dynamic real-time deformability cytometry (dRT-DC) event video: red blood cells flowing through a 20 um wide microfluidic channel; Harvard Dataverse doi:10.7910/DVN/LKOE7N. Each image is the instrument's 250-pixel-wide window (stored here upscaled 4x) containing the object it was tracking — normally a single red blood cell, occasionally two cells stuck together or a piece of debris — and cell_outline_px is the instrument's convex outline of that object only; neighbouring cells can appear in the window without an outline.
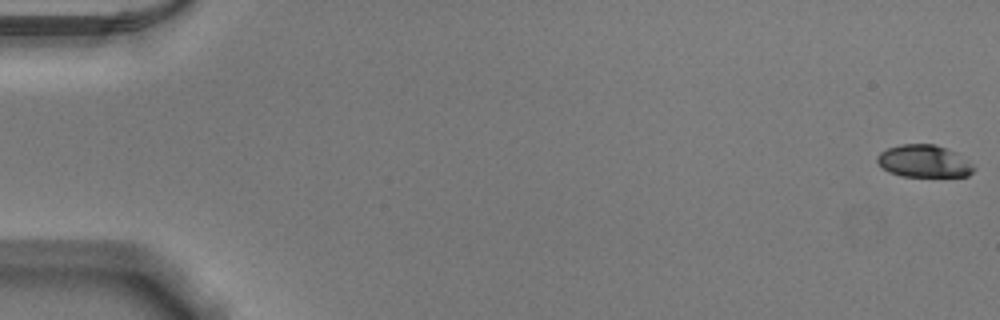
{"species": "Egyptian fruit bat (a non-hibernating species)", "species_latin": "Rousettus aegyptiacus", "temperature_condition": "warm", "stored_images_in_passage": 53, "camera_frame_rate_fps": 3000, "um_per_image_px": 0.085, "animal": {"sex": "male"}, "frame": {"image": 1, "passage_image": 1, "time_ms": 0.0, "image_size_px": [1000, 320], "cell_outline_px": [[976, 168], [968, 176], [900, 176], [888, 172], [876, 160], [876, 156], [880, 152], [888, 148], [900, 144], [936, 144], [956, 152], [968, 160]], "centroid_in_image_um": [78.54, 13.69], "position_along_channel_um": 6.5, "area_um2": 18.26}}
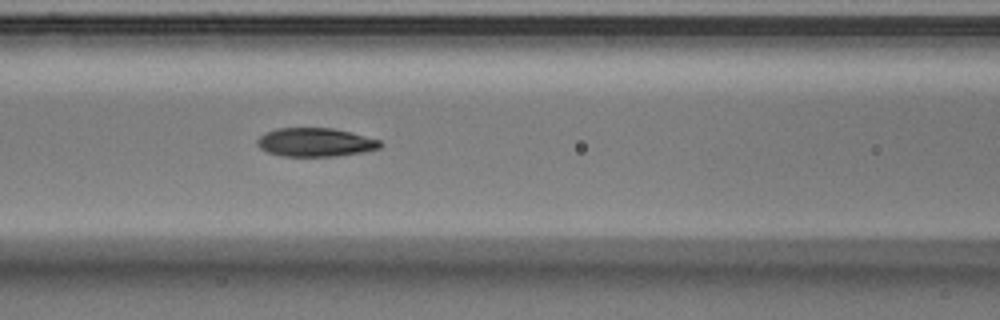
{"frame": {"image": 2, "passage_image": 24, "time_ms": 7.667, "image_size_px": [1000, 320], "cell_outline_px": [[380, 148], [364, 152], [336, 156], [284, 156], [268, 152], [260, 148], [256, 144], [256, 140], [264, 132], [276, 128], [332, 128], [352, 132], [380, 140]], "centroid_in_image_um": [26.78, 12.09], "position_along_channel_um": 139.8, "area_um2": 20.58}}
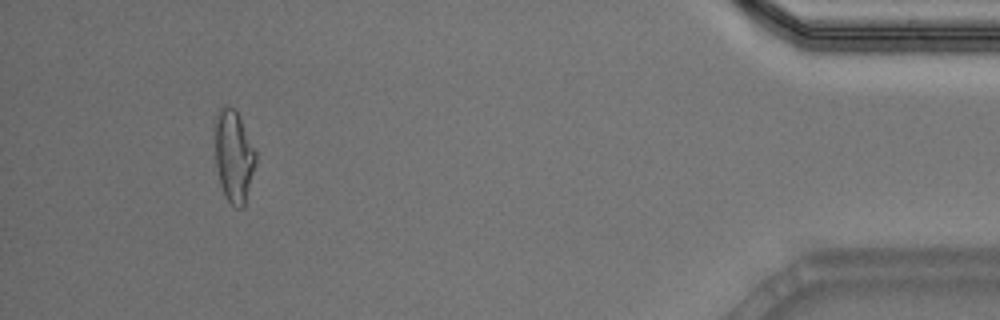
{"frame": {"image": 3, "passage_image": 50, "time_ms": 16.333, "image_size_px": [1000, 320], "cell_outline_px": [[256, 160], [244, 208], [236, 208], [224, 196], [220, 184], [216, 168], [216, 116], [220, 108], [224, 104], [228, 104], [236, 112], [256, 152]], "centroid_in_image_um": [19.86, 13.32], "position_along_channel_um": 415.3, "area_um2": 21.44}, "authors_computed_cell_mechanics": {"area_um2": 20.5768, "velocity_mm_per_s": 3.8874, "shape_relaxation_time_tau1_ms": 9.7124, "shape_relaxation_time_tau2_ms": 1.8755, "deformation_change_tau1": 0.2758, "deformation_change_tau2": 0.0807}}